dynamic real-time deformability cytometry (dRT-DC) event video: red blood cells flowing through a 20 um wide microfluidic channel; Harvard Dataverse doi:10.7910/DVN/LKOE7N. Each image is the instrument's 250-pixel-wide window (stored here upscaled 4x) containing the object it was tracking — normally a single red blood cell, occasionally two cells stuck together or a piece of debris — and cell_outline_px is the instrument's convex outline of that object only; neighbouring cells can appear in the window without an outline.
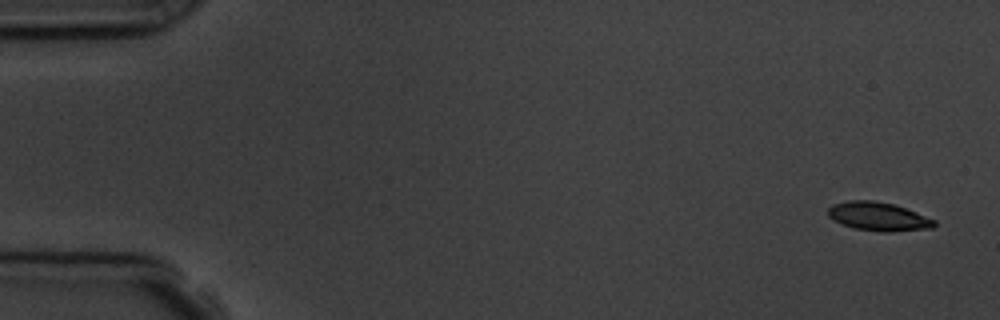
{"species": "common noctule bat (a hibernating species)", "species_latin": "Nyctalus noctula", "temperature_condition": "room temperature", "stored_images_in_passage": 4, "camera_frame_rate_fps": 3000, "um_per_image_px": 0.085, "animal": {"sex": "male", "body_mass_g": 19.5, "forearm_length_mm": 54.6}, "frame": {"image": 1, "passage_image": 1, "time_ms": 0.0, "image_size_px": [1000, 320], "cell_outline_px": [[936, 224], [932, 228], [888, 232], [880, 232], [852, 228], [832, 220], [828, 216], [828, 208], [832, 204], [848, 200], [872, 200], [892, 204], [916, 212], [936, 220]], "centroid_in_image_um": [74.62, 18.41], "position_along_channel_um": 10.4, "area_um2": 17.8}}